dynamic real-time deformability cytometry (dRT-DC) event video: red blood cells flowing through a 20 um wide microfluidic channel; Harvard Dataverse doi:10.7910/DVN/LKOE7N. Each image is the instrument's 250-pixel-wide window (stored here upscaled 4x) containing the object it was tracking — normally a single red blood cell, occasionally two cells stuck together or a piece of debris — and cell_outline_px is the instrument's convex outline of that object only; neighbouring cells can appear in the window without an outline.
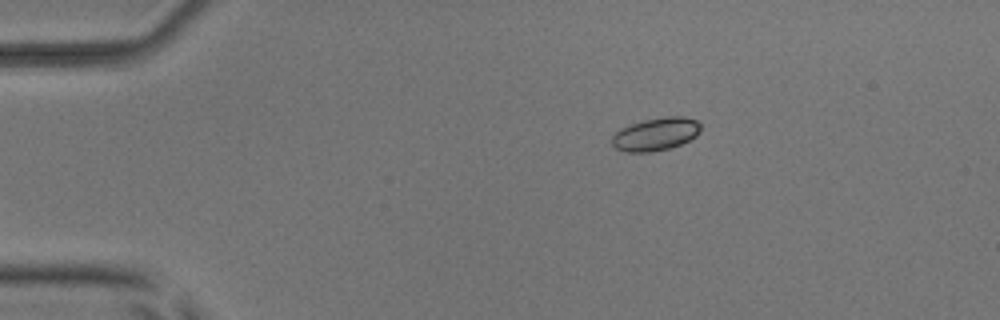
{"species": "common noctule bat (a hibernating species)", "species_latin": "Nyctalus noctula", "temperature_condition": "room temperature", "stored_images_in_passage": 42, "camera_frame_rate_fps": 3000, "um_per_image_px": 0.085, "animal": {"sex": "male", "body_mass_g": 17.9, "forearm_length_mm": 54.2}, "frame": {"image": 1, "passage_image": 1, "time_ms": 0.0, "image_size_px": [1000, 320], "cell_outline_px": [[700, 132], [696, 136], [680, 144], [668, 148], [652, 152], [624, 152], [616, 148], [612, 144], [612, 136], [620, 128], [644, 120], [668, 116], [684, 116], [696, 120], [700, 124]], "centroid_in_image_um": [55.73, 11.4], "position_along_channel_um": 29.3, "area_um2": 16.94}}
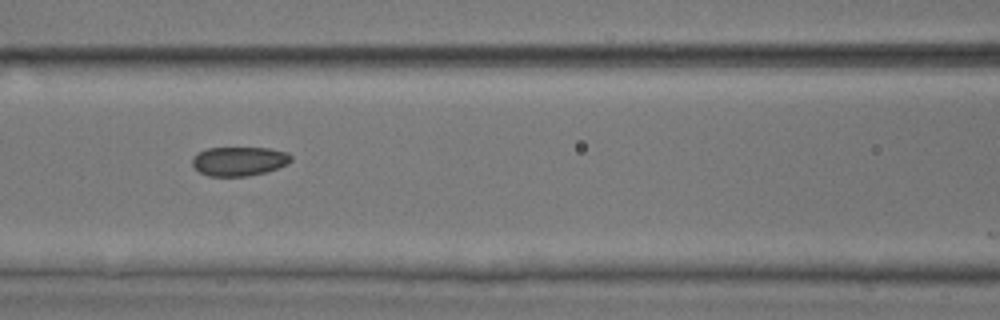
{"frame": {"image": 2, "passage_image": 14, "time_ms": 4.333, "image_size_px": [1000, 320], "cell_outline_px": [[292, 160], [288, 164], [264, 172], [248, 176], [208, 176], [200, 172], [192, 164], [192, 156], [196, 152], [208, 148], [268, 148], [288, 152], [292, 156]], "centroid_in_image_um": [20.31, 13.69], "position_along_channel_um": 146.3, "area_um2": 16.82}}
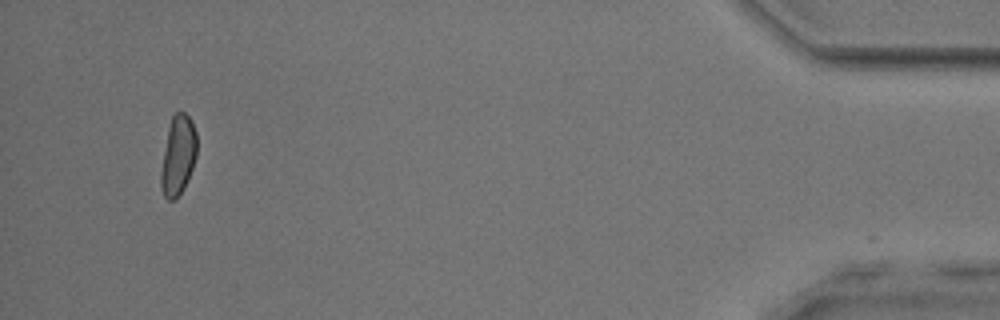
{"frame": {"image": 3, "passage_image": 41, "time_ms": 13.333, "image_size_px": [1000, 320], "cell_outline_px": [[196, 156], [192, 168], [184, 188], [172, 200], [168, 200], [164, 196], [160, 188], [160, 172], [168, 128], [172, 116], [176, 112], [184, 112], [188, 116], [196, 132]], "centroid_in_image_um": [15.11, 13.21], "position_along_channel_um": 420.1, "area_um2": 16.42}, "authors_computed_cell_mechanics": {"area_um2": 16.7909, "velocity_mm_per_s": 3.9137, "shape_relaxation_time_tau1_ms": null, "shape_relaxation_time_tau2_ms": 1.9847, "deformation_change_tau1": null, "deformation_change_tau2": 0.0698}}